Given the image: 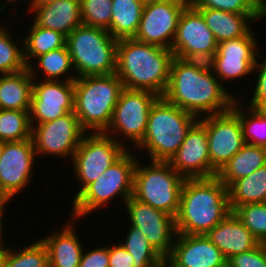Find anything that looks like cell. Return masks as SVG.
Instances as JSON below:
<instances>
[{"label": "cell", "mask_w": 266, "mask_h": 267, "mask_svg": "<svg viewBox=\"0 0 266 267\" xmlns=\"http://www.w3.org/2000/svg\"><path fill=\"white\" fill-rule=\"evenodd\" d=\"M165 267H227L222 252L207 235L177 233Z\"/></svg>", "instance_id": "cell-20"}, {"label": "cell", "mask_w": 266, "mask_h": 267, "mask_svg": "<svg viewBox=\"0 0 266 267\" xmlns=\"http://www.w3.org/2000/svg\"><path fill=\"white\" fill-rule=\"evenodd\" d=\"M124 205L130 225L138 228L165 259L170 254L177 236L175 218L133 196Z\"/></svg>", "instance_id": "cell-15"}, {"label": "cell", "mask_w": 266, "mask_h": 267, "mask_svg": "<svg viewBox=\"0 0 266 267\" xmlns=\"http://www.w3.org/2000/svg\"><path fill=\"white\" fill-rule=\"evenodd\" d=\"M4 267H49L47 249L40 239L19 250L8 247Z\"/></svg>", "instance_id": "cell-35"}, {"label": "cell", "mask_w": 266, "mask_h": 267, "mask_svg": "<svg viewBox=\"0 0 266 267\" xmlns=\"http://www.w3.org/2000/svg\"><path fill=\"white\" fill-rule=\"evenodd\" d=\"M134 170L133 197L176 218L185 178L168 162L150 161Z\"/></svg>", "instance_id": "cell-8"}, {"label": "cell", "mask_w": 266, "mask_h": 267, "mask_svg": "<svg viewBox=\"0 0 266 267\" xmlns=\"http://www.w3.org/2000/svg\"><path fill=\"white\" fill-rule=\"evenodd\" d=\"M195 7H206L228 12V0H191Z\"/></svg>", "instance_id": "cell-43"}, {"label": "cell", "mask_w": 266, "mask_h": 267, "mask_svg": "<svg viewBox=\"0 0 266 267\" xmlns=\"http://www.w3.org/2000/svg\"><path fill=\"white\" fill-rule=\"evenodd\" d=\"M133 256L119 243L109 245V267H133Z\"/></svg>", "instance_id": "cell-41"}, {"label": "cell", "mask_w": 266, "mask_h": 267, "mask_svg": "<svg viewBox=\"0 0 266 267\" xmlns=\"http://www.w3.org/2000/svg\"><path fill=\"white\" fill-rule=\"evenodd\" d=\"M233 213L259 243H266V202L244 204L237 207Z\"/></svg>", "instance_id": "cell-36"}, {"label": "cell", "mask_w": 266, "mask_h": 267, "mask_svg": "<svg viewBox=\"0 0 266 267\" xmlns=\"http://www.w3.org/2000/svg\"><path fill=\"white\" fill-rule=\"evenodd\" d=\"M215 76L209 62L174 57L164 98L198 118L232 109L237 98Z\"/></svg>", "instance_id": "cell-1"}, {"label": "cell", "mask_w": 266, "mask_h": 267, "mask_svg": "<svg viewBox=\"0 0 266 267\" xmlns=\"http://www.w3.org/2000/svg\"><path fill=\"white\" fill-rule=\"evenodd\" d=\"M124 89L116 73L78 77L74 81V113L88 133L105 132Z\"/></svg>", "instance_id": "cell-5"}, {"label": "cell", "mask_w": 266, "mask_h": 267, "mask_svg": "<svg viewBox=\"0 0 266 267\" xmlns=\"http://www.w3.org/2000/svg\"><path fill=\"white\" fill-rule=\"evenodd\" d=\"M158 98L159 96L151 91L124 88L113 110L110 125L104 133L109 136L112 133V138L125 146L126 143L121 138L127 137L136 149L144 138L150 109Z\"/></svg>", "instance_id": "cell-9"}, {"label": "cell", "mask_w": 266, "mask_h": 267, "mask_svg": "<svg viewBox=\"0 0 266 267\" xmlns=\"http://www.w3.org/2000/svg\"><path fill=\"white\" fill-rule=\"evenodd\" d=\"M198 121L206 128L211 166L219 172L245 144L239 116L230 109Z\"/></svg>", "instance_id": "cell-14"}, {"label": "cell", "mask_w": 266, "mask_h": 267, "mask_svg": "<svg viewBox=\"0 0 266 267\" xmlns=\"http://www.w3.org/2000/svg\"><path fill=\"white\" fill-rule=\"evenodd\" d=\"M184 178L217 176L211 166L206 128L197 121L188 131L181 147L168 161Z\"/></svg>", "instance_id": "cell-19"}, {"label": "cell", "mask_w": 266, "mask_h": 267, "mask_svg": "<svg viewBox=\"0 0 266 267\" xmlns=\"http://www.w3.org/2000/svg\"><path fill=\"white\" fill-rule=\"evenodd\" d=\"M36 157L32 138L4 142L0 158V191L10 200L29 185Z\"/></svg>", "instance_id": "cell-18"}, {"label": "cell", "mask_w": 266, "mask_h": 267, "mask_svg": "<svg viewBox=\"0 0 266 267\" xmlns=\"http://www.w3.org/2000/svg\"><path fill=\"white\" fill-rule=\"evenodd\" d=\"M253 109L260 115L266 117V100L260 101Z\"/></svg>", "instance_id": "cell-47"}, {"label": "cell", "mask_w": 266, "mask_h": 267, "mask_svg": "<svg viewBox=\"0 0 266 267\" xmlns=\"http://www.w3.org/2000/svg\"><path fill=\"white\" fill-rule=\"evenodd\" d=\"M80 0H54L34 8L36 25L62 33L66 37L82 25ZM35 13V14H34Z\"/></svg>", "instance_id": "cell-22"}, {"label": "cell", "mask_w": 266, "mask_h": 267, "mask_svg": "<svg viewBox=\"0 0 266 267\" xmlns=\"http://www.w3.org/2000/svg\"><path fill=\"white\" fill-rule=\"evenodd\" d=\"M71 223V224H70ZM63 229L40 239L48 252L49 267H79L85 247L70 222Z\"/></svg>", "instance_id": "cell-23"}, {"label": "cell", "mask_w": 266, "mask_h": 267, "mask_svg": "<svg viewBox=\"0 0 266 267\" xmlns=\"http://www.w3.org/2000/svg\"><path fill=\"white\" fill-rule=\"evenodd\" d=\"M83 25L108 30L112 19V0H80Z\"/></svg>", "instance_id": "cell-37"}, {"label": "cell", "mask_w": 266, "mask_h": 267, "mask_svg": "<svg viewBox=\"0 0 266 267\" xmlns=\"http://www.w3.org/2000/svg\"><path fill=\"white\" fill-rule=\"evenodd\" d=\"M228 196L232 212L244 204L266 202V165L233 182L228 187Z\"/></svg>", "instance_id": "cell-28"}, {"label": "cell", "mask_w": 266, "mask_h": 267, "mask_svg": "<svg viewBox=\"0 0 266 267\" xmlns=\"http://www.w3.org/2000/svg\"><path fill=\"white\" fill-rule=\"evenodd\" d=\"M74 101V82L33 79L29 111L31 125L53 121L74 112Z\"/></svg>", "instance_id": "cell-17"}, {"label": "cell", "mask_w": 266, "mask_h": 267, "mask_svg": "<svg viewBox=\"0 0 266 267\" xmlns=\"http://www.w3.org/2000/svg\"><path fill=\"white\" fill-rule=\"evenodd\" d=\"M218 43L200 11L190 2L180 15L171 50L185 60L209 62L217 52Z\"/></svg>", "instance_id": "cell-11"}, {"label": "cell", "mask_w": 266, "mask_h": 267, "mask_svg": "<svg viewBox=\"0 0 266 267\" xmlns=\"http://www.w3.org/2000/svg\"><path fill=\"white\" fill-rule=\"evenodd\" d=\"M3 148H4V142L0 141V158H1Z\"/></svg>", "instance_id": "cell-50"}, {"label": "cell", "mask_w": 266, "mask_h": 267, "mask_svg": "<svg viewBox=\"0 0 266 267\" xmlns=\"http://www.w3.org/2000/svg\"><path fill=\"white\" fill-rule=\"evenodd\" d=\"M226 260L255 248L259 242L250 230L231 212L207 234Z\"/></svg>", "instance_id": "cell-21"}, {"label": "cell", "mask_w": 266, "mask_h": 267, "mask_svg": "<svg viewBox=\"0 0 266 267\" xmlns=\"http://www.w3.org/2000/svg\"><path fill=\"white\" fill-rule=\"evenodd\" d=\"M145 1L112 0V19L108 32L116 39L134 38L142 17Z\"/></svg>", "instance_id": "cell-27"}, {"label": "cell", "mask_w": 266, "mask_h": 267, "mask_svg": "<svg viewBox=\"0 0 266 267\" xmlns=\"http://www.w3.org/2000/svg\"><path fill=\"white\" fill-rule=\"evenodd\" d=\"M7 30V26L0 25V75L18 73L27 68L23 46L19 47Z\"/></svg>", "instance_id": "cell-34"}, {"label": "cell", "mask_w": 266, "mask_h": 267, "mask_svg": "<svg viewBox=\"0 0 266 267\" xmlns=\"http://www.w3.org/2000/svg\"><path fill=\"white\" fill-rule=\"evenodd\" d=\"M172 50L131 39L117 43L116 71L125 89L146 90L163 97L169 83Z\"/></svg>", "instance_id": "cell-2"}, {"label": "cell", "mask_w": 266, "mask_h": 267, "mask_svg": "<svg viewBox=\"0 0 266 267\" xmlns=\"http://www.w3.org/2000/svg\"><path fill=\"white\" fill-rule=\"evenodd\" d=\"M6 2V4L5 3H3L2 5L0 4V12H3V11H5V9L7 8L5 5H7V4H13V2H16L17 0H5Z\"/></svg>", "instance_id": "cell-49"}, {"label": "cell", "mask_w": 266, "mask_h": 267, "mask_svg": "<svg viewBox=\"0 0 266 267\" xmlns=\"http://www.w3.org/2000/svg\"><path fill=\"white\" fill-rule=\"evenodd\" d=\"M32 126L31 138L36 155L73 158L83 136L87 133L74 112L53 121Z\"/></svg>", "instance_id": "cell-13"}, {"label": "cell", "mask_w": 266, "mask_h": 267, "mask_svg": "<svg viewBox=\"0 0 266 267\" xmlns=\"http://www.w3.org/2000/svg\"><path fill=\"white\" fill-rule=\"evenodd\" d=\"M10 199L0 191V233H3L4 227H3V216H4V210L7 202H9Z\"/></svg>", "instance_id": "cell-44"}, {"label": "cell", "mask_w": 266, "mask_h": 267, "mask_svg": "<svg viewBox=\"0 0 266 267\" xmlns=\"http://www.w3.org/2000/svg\"><path fill=\"white\" fill-rule=\"evenodd\" d=\"M199 118L159 97L152 105L147 128L139 149L148 152L150 161L168 162Z\"/></svg>", "instance_id": "cell-4"}, {"label": "cell", "mask_w": 266, "mask_h": 267, "mask_svg": "<svg viewBox=\"0 0 266 267\" xmlns=\"http://www.w3.org/2000/svg\"><path fill=\"white\" fill-rule=\"evenodd\" d=\"M228 12L238 14H264L251 0H228Z\"/></svg>", "instance_id": "cell-42"}, {"label": "cell", "mask_w": 266, "mask_h": 267, "mask_svg": "<svg viewBox=\"0 0 266 267\" xmlns=\"http://www.w3.org/2000/svg\"><path fill=\"white\" fill-rule=\"evenodd\" d=\"M138 158L128 150L95 181L73 198L72 222L102 209L120 195L123 203L133 196L134 170ZM75 218V220H74Z\"/></svg>", "instance_id": "cell-7"}, {"label": "cell", "mask_w": 266, "mask_h": 267, "mask_svg": "<svg viewBox=\"0 0 266 267\" xmlns=\"http://www.w3.org/2000/svg\"><path fill=\"white\" fill-rule=\"evenodd\" d=\"M239 101L238 98L234 102L232 110L239 116L245 143L266 147V117L250 107L244 112V107L240 106Z\"/></svg>", "instance_id": "cell-33"}, {"label": "cell", "mask_w": 266, "mask_h": 267, "mask_svg": "<svg viewBox=\"0 0 266 267\" xmlns=\"http://www.w3.org/2000/svg\"><path fill=\"white\" fill-rule=\"evenodd\" d=\"M4 233H0V267H4L5 266V262H6V255H7V250H8V246L4 247L3 246V240H4Z\"/></svg>", "instance_id": "cell-45"}, {"label": "cell", "mask_w": 266, "mask_h": 267, "mask_svg": "<svg viewBox=\"0 0 266 267\" xmlns=\"http://www.w3.org/2000/svg\"><path fill=\"white\" fill-rule=\"evenodd\" d=\"M190 0H148L145 2L135 40L171 50L178 21Z\"/></svg>", "instance_id": "cell-12"}, {"label": "cell", "mask_w": 266, "mask_h": 267, "mask_svg": "<svg viewBox=\"0 0 266 267\" xmlns=\"http://www.w3.org/2000/svg\"><path fill=\"white\" fill-rule=\"evenodd\" d=\"M254 34L251 30L245 36L218 43L217 52L209 64L221 83L254 73L259 46Z\"/></svg>", "instance_id": "cell-16"}, {"label": "cell", "mask_w": 266, "mask_h": 267, "mask_svg": "<svg viewBox=\"0 0 266 267\" xmlns=\"http://www.w3.org/2000/svg\"><path fill=\"white\" fill-rule=\"evenodd\" d=\"M196 8L204 17L217 43L247 35L252 29L249 27L251 22L266 17L265 14H238L206 7Z\"/></svg>", "instance_id": "cell-24"}, {"label": "cell", "mask_w": 266, "mask_h": 267, "mask_svg": "<svg viewBox=\"0 0 266 267\" xmlns=\"http://www.w3.org/2000/svg\"><path fill=\"white\" fill-rule=\"evenodd\" d=\"M30 27L27 37L22 41L27 67L32 64V59L66 46V36L62 33L40 27L34 22Z\"/></svg>", "instance_id": "cell-30"}, {"label": "cell", "mask_w": 266, "mask_h": 267, "mask_svg": "<svg viewBox=\"0 0 266 267\" xmlns=\"http://www.w3.org/2000/svg\"><path fill=\"white\" fill-rule=\"evenodd\" d=\"M83 251L79 267H109V246Z\"/></svg>", "instance_id": "cell-40"}, {"label": "cell", "mask_w": 266, "mask_h": 267, "mask_svg": "<svg viewBox=\"0 0 266 267\" xmlns=\"http://www.w3.org/2000/svg\"><path fill=\"white\" fill-rule=\"evenodd\" d=\"M227 267H266V245L259 243L255 248L231 257Z\"/></svg>", "instance_id": "cell-38"}, {"label": "cell", "mask_w": 266, "mask_h": 267, "mask_svg": "<svg viewBox=\"0 0 266 267\" xmlns=\"http://www.w3.org/2000/svg\"><path fill=\"white\" fill-rule=\"evenodd\" d=\"M31 132L29 111L0 109V141L31 139Z\"/></svg>", "instance_id": "cell-32"}, {"label": "cell", "mask_w": 266, "mask_h": 267, "mask_svg": "<svg viewBox=\"0 0 266 267\" xmlns=\"http://www.w3.org/2000/svg\"><path fill=\"white\" fill-rule=\"evenodd\" d=\"M129 226L125 241L120 244L133 256V267H165V259L144 234L138 228Z\"/></svg>", "instance_id": "cell-31"}, {"label": "cell", "mask_w": 266, "mask_h": 267, "mask_svg": "<svg viewBox=\"0 0 266 267\" xmlns=\"http://www.w3.org/2000/svg\"><path fill=\"white\" fill-rule=\"evenodd\" d=\"M117 43L105 29L83 24L76 27L66 37V46L77 78L115 73Z\"/></svg>", "instance_id": "cell-6"}, {"label": "cell", "mask_w": 266, "mask_h": 267, "mask_svg": "<svg viewBox=\"0 0 266 267\" xmlns=\"http://www.w3.org/2000/svg\"><path fill=\"white\" fill-rule=\"evenodd\" d=\"M231 212L228 188L217 176L185 178L175 218L177 233L206 235Z\"/></svg>", "instance_id": "cell-3"}, {"label": "cell", "mask_w": 266, "mask_h": 267, "mask_svg": "<svg viewBox=\"0 0 266 267\" xmlns=\"http://www.w3.org/2000/svg\"><path fill=\"white\" fill-rule=\"evenodd\" d=\"M54 0H31V3L29 4L30 7H29V13L36 7L38 6H41L43 4H47V3H50V2H53Z\"/></svg>", "instance_id": "cell-46"}, {"label": "cell", "mask_w": 266, "mask_h": 267, "mask_svg": "<svg viewBox=\"0 0 266 267\" xmlns=\"http://www.w3.org/2000/svg\"><path fill=\"white\" fill-rule=\"evenodd\" d=\"M33 78L28 68L0 75V109L30 111Z\"/></svg>", "instance_id": "cell-25"}, {"label": "cell", "mask_w": 266, "mask_h": 267, "mask_svg": "<svg viewBox=\"0 0 266 267\" xmlns=\"http://www.w3.org/2000/svg\"><path fill=\"white\" fill-rule=\"evenodd\" d=\"M266 15V0H251Z\"/></svg>", "instance_id": "cell-48"}, {"label": "cell", "mask_w": 266, "mask_h": 267, "mask_svg": "<svg viewBox=\"0 0 266 267\" xmlns=\"http://www.w3.org/2000/svg\"><path fill=\"white\" fill-rule=\"evenodd\" d=\"M262 59V56L257 55L256 63L254 65V72L257 70L256 86H254L252 98L247 105L250 108H254L260 101L266 100V58L260 62L258 59ZM259 61V62H258Z\"/></svg>", "instance_id": "cell-39"}, {"label": "cell", "mask_w": 266, "mask_h": 267, "mask_svg": "<svg viewBox=\"0 0 266 267\" xmlns=\"http://www.w3.org/2000/svg\"><path fill=\"white\" fill-rule=\"evenodd\" d=\"M266 165V147L245 143L244 146L217 173L228 188L233 182L247 177Z\"/></svg>", "instance_id": "cell-26"}, {"label": "cell", "mask_w": 266, "mask_h": 267, "mask_svg": "<svg viewBox=\"0 0 266 267\" xmlns=\"http://www.w3.org/2000/svg\"><path fill=\"white\" fill-rule=\"evenodd\" d=\"M35 60V63L37 65L36 67L33 63L27 67L33 79H38L36 78V76H39L36 73L38 72V69L40 70V72L44 73L42 74V76H44L45 78L43 77V79L41 80H64L74 82L77 78L75 74L74 76L72 74V72L75 70H73L74 68L67 46L49 51L46 54L38 56ZM61 77H63L64 79H60Z\"/></svg>", "instance_id": "cell-29"}, {"label": "cell", "mask_w": 266, "mask_h": 267, "mask_svg": "<svg viewBox=\"0 0 266 267\" xmlns=\"http://www.w3.org/2000/svg\"><path fill=\"white\" fill-rule=\"evenodd\" d=\"M127 147L104 132L86 133L72 158L71 166H74L73 171L82 185L75 197L117 161Z\"/></svg>", "instance_id": "cell-10"}]
</instances>
